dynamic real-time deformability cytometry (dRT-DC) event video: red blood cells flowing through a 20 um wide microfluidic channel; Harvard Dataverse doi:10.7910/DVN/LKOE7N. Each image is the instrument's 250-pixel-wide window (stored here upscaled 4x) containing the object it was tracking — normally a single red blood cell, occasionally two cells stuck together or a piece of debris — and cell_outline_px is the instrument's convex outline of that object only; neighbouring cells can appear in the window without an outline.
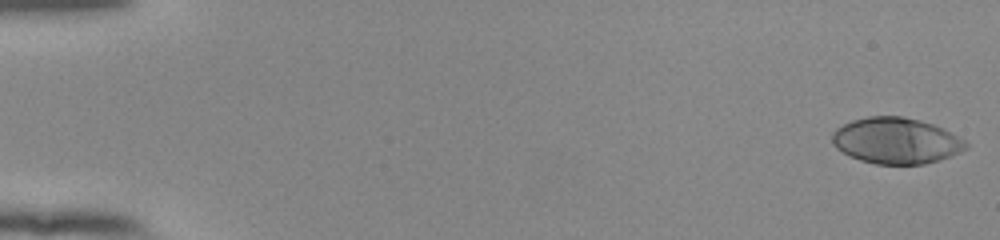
{"species": "human", "species_latin": "Homo sapiens", "temperature_condition": "room temperature", "stored_images_in_passage": 54, "camera_frame_rate_fps": 3000, "um_per_image_px": 0.085, "donor": {"sex": "female"}, "frame": {"image": 1, "passage_image": 1, "time_ms": 0.0, "image_size_px": [1000, 240], "cell_outline_px": [[968, 148], [960, 152], [940, 160], [924, 164], [876, 164], [860, 160], [848, 156], [836, 148], [832, 144], [832, 132], [836, 128], [852, 120], [868, 116], [900, 116], [920, 120], [944, 128], [964, 140], [968, 144]], "centroid_in_image_um": [76.16, 11.96], "position_along_channel_um": 8.8, "area_um2": 36.07}}
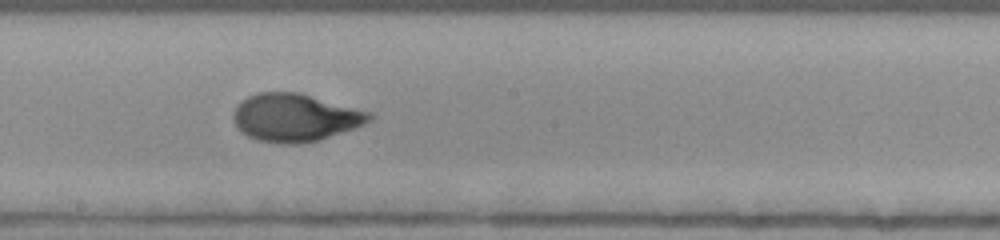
{"frame": {"image": 2, "passage_image": 31, "time_ms": 10.0, "image_size_px": [1000, 240], "cell_outline_px": [[376, 116], [372, 120], [364, 124], [320, 140], [300, 144], [284, 144], [256, 140], [240, 132], [236, 128], [232, 120], [232, 112], [236, 104], [240, 100], [256, 92], [300, 92], [372, 112]], "centroid_in_image_um": [25.05, 9.98], "position_along_channel_um": 223.2, "area_um2": 38.61}}
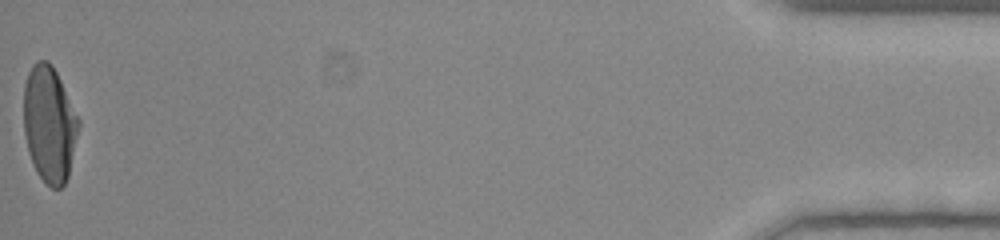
{"frame": {"image": 3, "passage_image": 54, "time_ms": 17.667, "image_size_px": [1000, 240], "cell_outline_px": [[80, 124], [68, 176], [64, 184], [60, 188], [52, 188], [36, 172], [32, 164], [28, 152], [24, 132], [24, 84], [28, 72], [32, 64], [36, 60], [48, 60], [52, 64], [80, 120]], "centroid_in_image_um": [4.18, 10.53], "position_along_channel_um": 431.0, "area_um2": 37.17}, "authors_computed_cell_mechanics": {"area_um2": 36.6163, "velocity_mm_per_s": 3.8942, "shape_relaxation_time_tau1_ms": 5.7835, "shape_relaxation_time_tau2_ms": null, "deformation_change_tau1": 0.2682, "deformation_change_tau2": null}}